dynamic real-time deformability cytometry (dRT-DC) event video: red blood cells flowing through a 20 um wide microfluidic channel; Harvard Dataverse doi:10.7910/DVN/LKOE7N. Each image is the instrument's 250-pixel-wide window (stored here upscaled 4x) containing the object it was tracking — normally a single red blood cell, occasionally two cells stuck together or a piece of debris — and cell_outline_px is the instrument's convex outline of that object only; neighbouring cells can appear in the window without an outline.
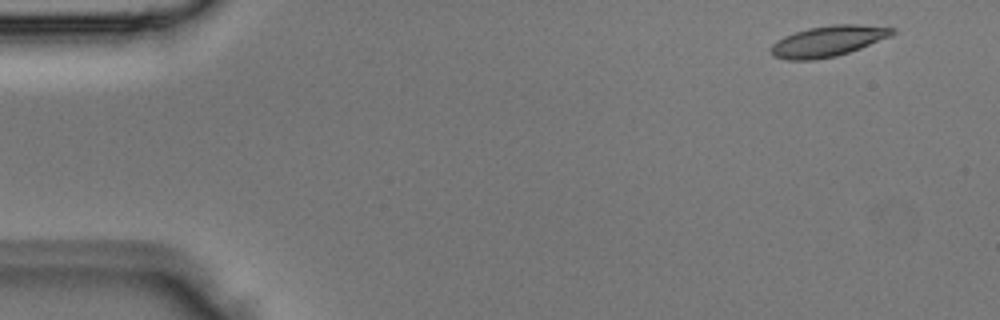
{"species": "Egyptian fruit bat (a non-hibernating species)", "species_latin": "Rousettus aegyptiacus", "temperature_condition": "room temperature", "stored_images_in_passage": 3, "camera_frame_rate_fps": 3000, "um_per_image_px": 0.085, "animal": {"sex": "male"}, "frame": {"image": 1, "passage_image": 1, "time_ms": 0.0, "image_size_px": [1000, 320], "cell_outline_px": [[896, 32], [892, 36], [860, 48], [836, 56], [812, 60], [788, 60], [772, 56], [772, 44], [776, 40], [784, 36], [808, 28], [832, 24], [856, 24], [896, 28]], "centroid_in_image_um": [70.4, 3.49], "position_along_channel_um": 14.6, "area_um2": 21.73}}